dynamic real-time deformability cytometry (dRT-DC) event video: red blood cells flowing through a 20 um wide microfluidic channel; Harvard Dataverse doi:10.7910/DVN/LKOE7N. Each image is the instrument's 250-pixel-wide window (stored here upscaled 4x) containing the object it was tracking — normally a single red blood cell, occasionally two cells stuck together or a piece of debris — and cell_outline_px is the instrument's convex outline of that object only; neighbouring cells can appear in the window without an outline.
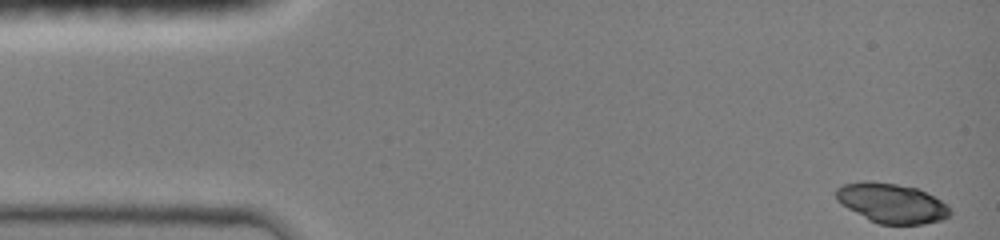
{"species": "common noctule bat (a hibernating species)", "species_latin": "Nyctalus noctula", "temperature_condition": "room temperature", "stored_images_in_passage": 38, "camera_frame_rate_fps": 3000, "um_per_image_px": 0.085, "animal": {"sex": "female", "body_mass_g": 19.0, "forearm_length_mm": 51.5}, "frame": {"image": 1, "passage_image": 1, "time_ms": 0.0, "image_size_px": [1000, 240], "cell_outline_px": [[952, 216], [944, 220], [924, 224], [880, 224], [868, 220], [840, 204], [836, 200], [836, 188], [844, 184], [864, 180], [896, 184], [916, 188], [940, 200], [952, 212]], "centroid_in_image_um": [75.77, 17.28], "position_along_channel_um": 9.2, "area_um2": 26.36}}
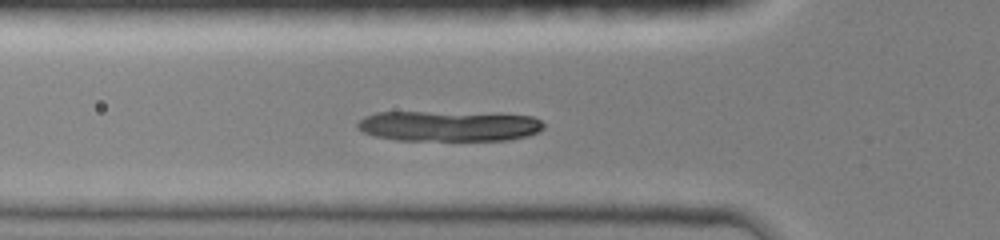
{"frame": {"image": 2, "passage_image": 15, "time_ms": 4.667, "image_size_px": [1000, 240], "cell_outline_px": [[544, 128], [528, 136], [508, 140], [396, 140], [376, 136], [364, 132], [356, 128], [356, 124], [364, 116], [376, 112], [424, 112], [532, 116], [540, 120], [544, 124]], "centroid_in_image_um": [38.09, 10.72], "position_along_channel_um": 87.7, "area_um2": 32.6}}
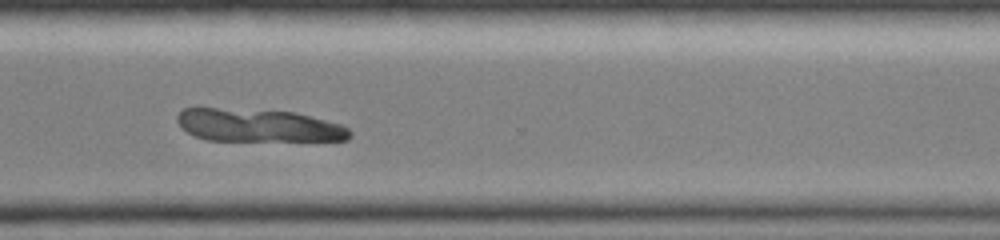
{"frame": {"image": 3, "passage_image": 37, "time_ms": 11.0, "image_size_px": [1000, 240], "cell_outline_px": [[352, 136], [348, 140], [208, 140], [196, 136], [188, 132], [176, 120], [176, 116], [184, 108], [216, 108], [296, 112], [340, 124], [348, 128], [352, 132]], "centroid_in_image_um": [21.98, 10.66], "position_along_channel_um": 348.6, "area_um2": 32.66}}